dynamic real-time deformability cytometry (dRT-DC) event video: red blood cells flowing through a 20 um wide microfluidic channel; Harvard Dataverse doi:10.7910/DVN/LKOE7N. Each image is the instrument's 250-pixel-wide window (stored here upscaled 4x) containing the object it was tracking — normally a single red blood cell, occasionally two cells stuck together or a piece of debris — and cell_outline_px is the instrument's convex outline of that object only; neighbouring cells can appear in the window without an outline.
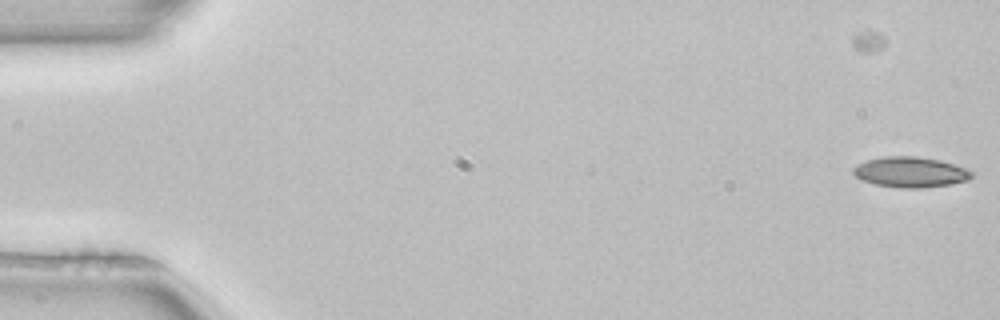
{"species": "common noctule bat (a hibernating species)", "species_latin": "Nyctalus noctula", "temperature_condition": "room temperature", "stored_images_in_passage": 5, "camera_frame_rate_fps": 3000, "um_per_image_px": 0.085, "animal": {"sex": "female", "body_mass_g": 22.7, "forearm_length_mm": 54.2}, "frame": {"image": 1, "passage_image": 5, "time_ms": 1.333, "image_size_px": [1000, 320], "cell_outline_px": [[972, 176], [968, 180], [952, 184], [920, 188], [900, 188], [876, 184], [864, 180], [856, 176], [852, 172], [852, 168], [856, 164], [868, 160], [884, 156], [916, 156], [940, 160], [964, 168], [972, 172]], "centroid_in_image_um": [77.37, 14.62], "position_along_channel_um": 7.6, "area_um2": 20.87}}